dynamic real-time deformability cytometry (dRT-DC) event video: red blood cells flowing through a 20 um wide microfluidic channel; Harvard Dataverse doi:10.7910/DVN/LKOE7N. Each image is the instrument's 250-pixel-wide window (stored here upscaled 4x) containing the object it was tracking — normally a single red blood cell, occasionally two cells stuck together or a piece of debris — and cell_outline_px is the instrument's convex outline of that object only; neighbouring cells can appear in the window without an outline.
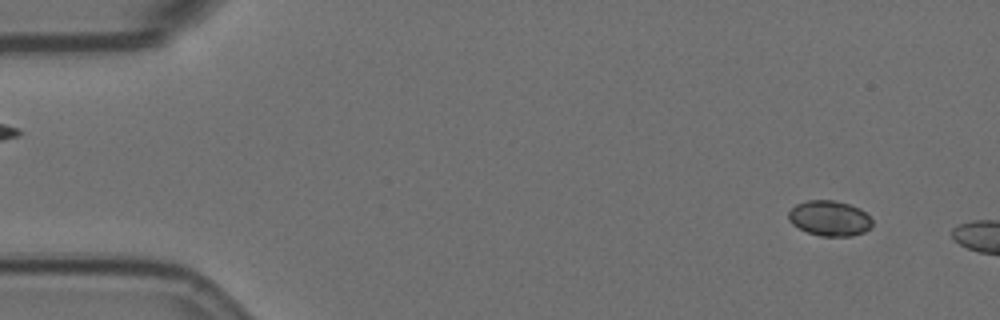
{"species": "Egyptian fruit bat (a non-hibernating species)", "species_latin": "Rousettus aegyptiacus", "temperature_condition": "room temperature", "stored_images_in_passage": 8, "camera_frame_rate_fps": 3000, "um_per_image_px": 0.085, "animal": {"sex": "female"}, "frame": {"image": 1, "passage_image": 4, "time_ms": 1.0, "image_size_px": [1000, 320], "cell_outline_px": [[872, 224], [864, 232], [852, 236], [820, 236], [808, 232], [792, 224], [788, 220], [788, 212], [796, 204], [808, 200], [836, 200], [860, 208], [872, 220]], "centroid_in_image_um": [70.49, 18.55], "position_along_channel_um": 14.5, "area_um2": 17.17}}